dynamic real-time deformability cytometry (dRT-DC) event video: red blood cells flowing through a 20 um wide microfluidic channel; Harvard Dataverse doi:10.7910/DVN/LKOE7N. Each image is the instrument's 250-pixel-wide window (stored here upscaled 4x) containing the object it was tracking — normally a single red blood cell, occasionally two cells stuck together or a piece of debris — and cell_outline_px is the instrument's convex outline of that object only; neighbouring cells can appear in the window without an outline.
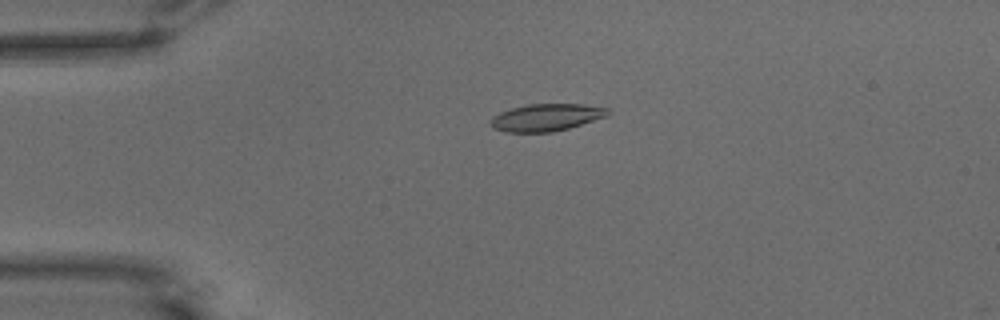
{"species": "common noctule bat (a hibernating species)", "species_latin": "Nyctalus noctula", "temperature_condition": "warm", "stored_images_in_passage": 51, "camera_frame_rate_fps": 3000, "um_per_image_px": 0.085, "animal": {"sex": "male", "body_mass_g": 15.6}, "frame": {"image": 1, "passage_image": 8, "time_ms": 2.333, "image_size_px": [1000, 320], "cell_outline_px": [[612, 112], [608, 116], [568, 128], [552, 132], [508, 132], [492, 128], [488, 124], [492, 116], [500, 112], [512, 108], [528, 104], [580, 104], [608, 108]], "centroid_in_image_um": [46.42, 9.98], "position_along_channel_um": 38.6, "area_um2": 18.67}}
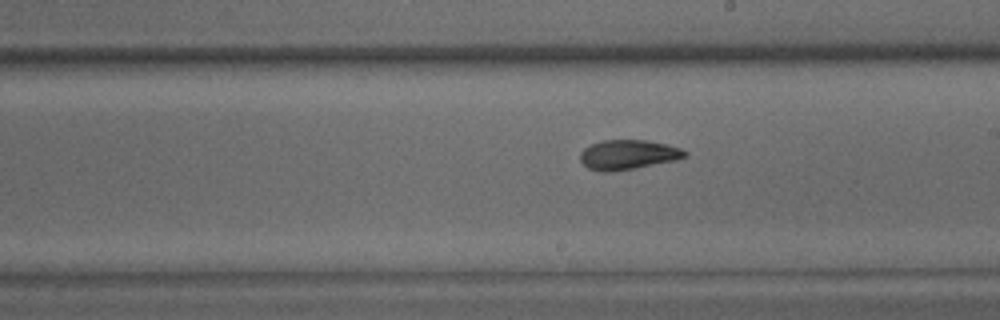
{"frame": {"image": 2, "passage_image": 27, "time_ms": 8.667, "image_size_px": [1000, 320], "cell_outline_px": [[688, 152], [684, 156], [676, 160], [632, 168], [608, 172], [604, 172], [588, 168], [580, 160], [580, 152], [584, 148], [592, 144], [604, 140], [644, 140], [668, 144], [680, 148]], "centroid_in_image_um": [53.37, 13.14], "position_along_channel_um": 235.6, "area_um2": 17.8}}
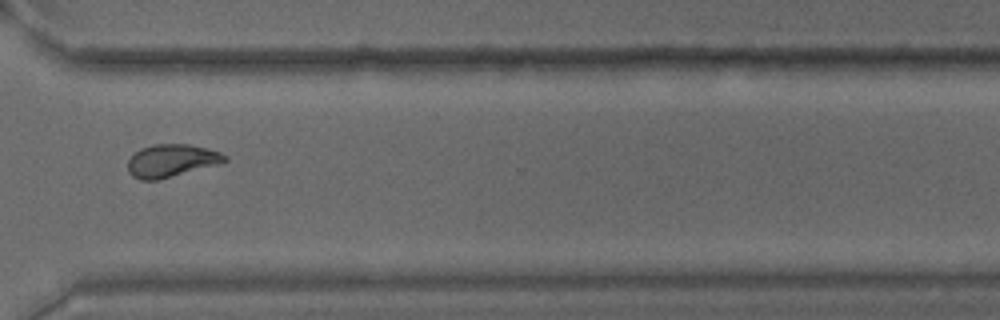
{"frame": {"image": 3, "passage_image": 37, "time_ms": 12.0, "image_size_px": [1000, 320], "cell_outline_px": [[228, 160], [224, 164], [156, 180], [140, 180], [132, 176], [128, 172], [128, 160], [140, 148], [156, 144], [188, 144], [220, 152], [228, 156]], "centroid_in_image_um": [14.62, 13.67], "position_along_channel_um": 356.0, "area_um2": 18.67}, "authors_computed_cell_mechanics": {"area_um2": 18.2648, "velocity_mm_per_s": 3.6171, "shape_relaxation_time_tau1_ms": 5.9475, "shape_relaxation_time_tau2_ms": 2.3859, "deformation_change_tau1": 0.1954, "deformation_change_tau2": 0.0741}}